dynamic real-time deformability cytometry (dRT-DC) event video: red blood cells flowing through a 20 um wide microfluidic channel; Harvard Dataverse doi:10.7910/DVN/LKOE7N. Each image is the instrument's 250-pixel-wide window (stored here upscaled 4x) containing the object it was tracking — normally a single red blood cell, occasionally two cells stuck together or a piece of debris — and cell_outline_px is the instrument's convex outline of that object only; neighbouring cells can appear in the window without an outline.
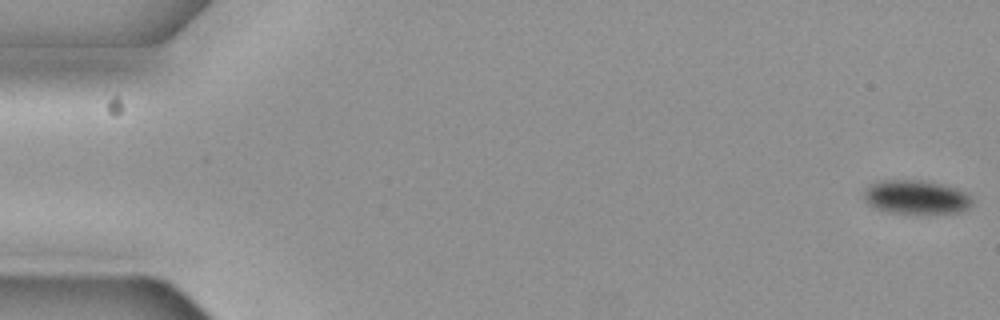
{"species": "common noctule bat (a hibernating species)", "species_latin": "Nyctalus noctula", "temperature_condition": "cold", "stored_images_in_passage": 57, "camera_frame_rate_fps": 3000, "um_per_image_px": 0.085, "animal": {"sex": "female", "body_mass_g": 19.3, "forearm_length_mm": 54.1}, "frame": {"image": 1, "passage_image": 1, "time_ms": 0.0, "image_size_px": [1000, 320], "cell_outline_px": [[968, 208], [960, 212], [924, 216], [920, 216], [888, 212], [876, 208], [868, 204], [864, 200], [864, 192], [872, 184], [880, 180], [924, 180], [956, 188], [964, 192], [968, 196]], "centroid_in_image_um": [77.83, 16.8], "position_along_channel_um": 7.2, "area_um2": 21.73}}
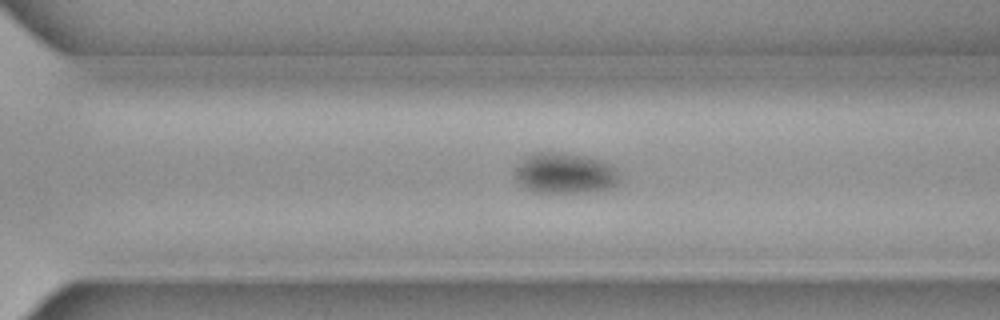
{"frame": {"image": 2, "passage_image": 40, "time_ms": 13.0, "image_size_px": [1000, 320], "cell_outline_px": [[620, 184], [612, 188], [596, 192], [532, 192], [524, 188], [516, 180], [516, 164], [528, 156], [536, 152], [560, 152], [584, 156], [600, 160], [616, 168], [620, 172]], "centroid_in_image_um": [48.06, 14.74], "position_along_channel_um": 322.5, "area_um2": 25.14}}
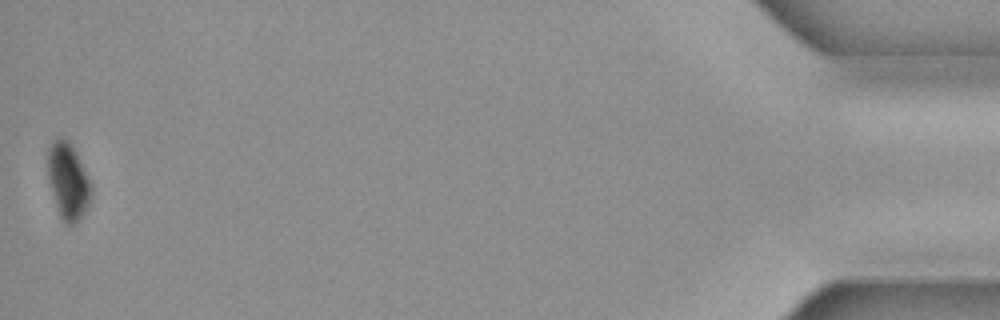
{"frame": {"image": 3, "passage_image": 57, "time_ms": 18.667, "image_size_px": [1000, 320], "cell_outline_px": [[92, 196], [80, 220], [76, 224], [64, 224], [60, 216], [56, 204], [48, 172], [48, 148], [52, 140], [56, 136], [60, 136], [68, 140], [72, 144], [92, 184]], "centroid_in_image_um": [5.81, 15.36], "position_along_channel_um": 429.4, "area_um2": 19.31}, "authors_computed_cell_mechanics": {"area_um2": 23.6402, "velocity_mm_per_s": 3.6677, "shape_relaxation_time_tau1_ms": 1.2821, "shape_relaxation_time_tau2_ms": null, "deformation_change_tau1": 0.0544, "deformation_change_tau2": null}}